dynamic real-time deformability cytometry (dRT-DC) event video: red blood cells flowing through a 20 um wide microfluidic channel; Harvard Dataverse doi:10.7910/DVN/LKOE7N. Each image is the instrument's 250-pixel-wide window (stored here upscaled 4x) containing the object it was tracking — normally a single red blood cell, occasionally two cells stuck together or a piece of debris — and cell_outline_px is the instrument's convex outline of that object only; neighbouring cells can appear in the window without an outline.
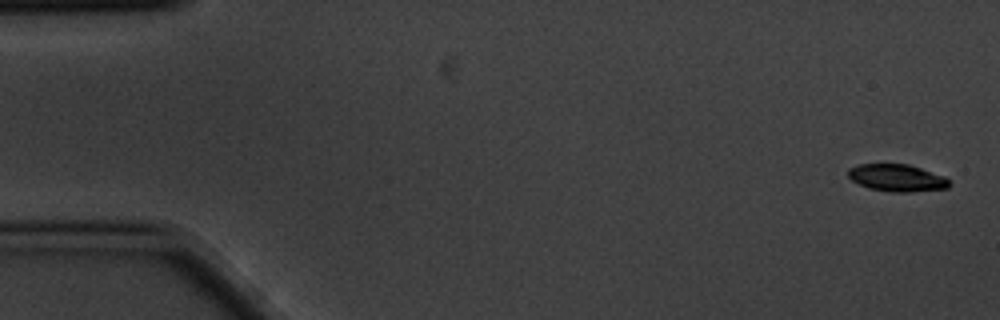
{"species": "common noctule bat (a hibernating species)", "species_latin": "Nyctalus noctula", "temperature_condition": "cold", "stored_images_in_passage": 5, "camera_frame_rate_fps": 3000, "um_per_image_px": 0.085, "animal": {"sex": "male", "body_mass_g": 20.1, "forearm_length_mm": 53.5}, "frame": {"image": 1, "passage_image": 1, "time_ms": 0.0, "image_size_px": [1000, 320], "cell_outline_px": [[952, 184], [948, 188], [908, 192], [888, 192], [868, 188], [852, 180], [848, 176], [848, 168], [860, 164], [908, 164], [944, 176]], "centroid_in_image_um": [76.24, 15.12], "position_along_channel_um": 8.8, "area_um2": 16.01}}
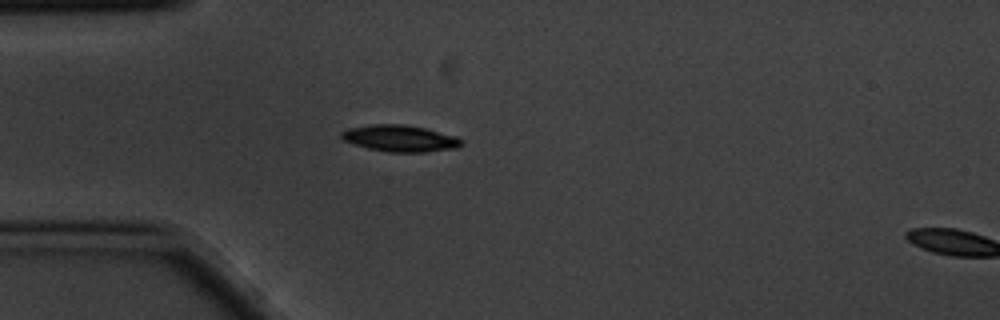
{"frame": {"image": 2, "passage_image": 4, "time_ms": 1.0, "image_size_px": [1000, 320], "cell_outline_px": [[464, 144], [456, 148], [424, 152], [388, 152], [368, 148], [344, 140], [340, 136], [340, 132], [348, 128], [372, 124], [404, 124], [424, 128], [456, 136], [464, 140]], "centroid_in_image_um": [34.02, 11.76], "position_along_channel_um": 51.0, "area_um2": 18.55}}